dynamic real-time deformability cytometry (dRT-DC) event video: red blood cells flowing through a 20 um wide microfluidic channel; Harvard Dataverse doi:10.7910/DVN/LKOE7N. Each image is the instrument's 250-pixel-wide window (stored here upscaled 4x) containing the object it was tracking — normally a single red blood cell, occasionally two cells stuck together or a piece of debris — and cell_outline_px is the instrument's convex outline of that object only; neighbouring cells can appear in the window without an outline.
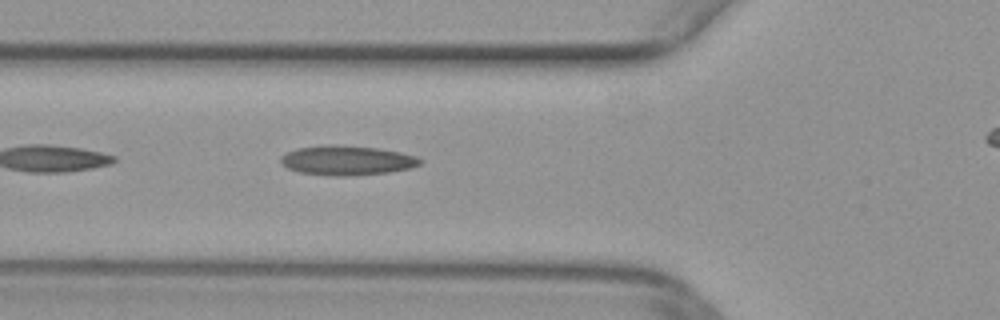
{"species": "common noctule bat (a hibernating species)", "species_latin": "Nyctalus noctula", "temperature_condition": "warm", "stored_images_in_passage": 30, "camera_frame_rate_fps": 3000, "um_per_image_px": 0.085, "animal": {"sex": "female", "body_mass_g": 29.2, "forearm_length_mm": 56.3}, "frame": {"image": 1, "passage_image": 3, "time_ms": 0.667, "image_size_px": [1000, 320], "cell_outline_px": [[424, 160], [420, 164], [412, 168], [388, 172], [352, 176], [332, 176], [300, 172], [288, 168], [280, 160], [280, 156], [284, 152], [296, 148], [376, 148], [400, 152], [416, 156]], "centroid_in_image_um": [29.54, 13.69], "position_along_channel_um": 96.3, "area_um2": 22.95}}
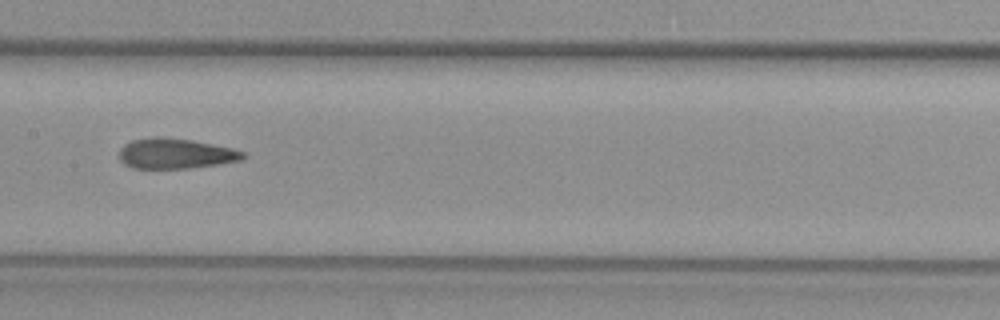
{"frame": {"image": 2, "passage_image": 10, "time_ms": 3.0, "image_size_px": [1000, 320], "cell_outline_px": [[248, 156], [240, 160], [220, 164], [192, 168], [132, 168], [124, 164], [120, 160], [120, 148], [124, 144], [132, 140], [156, 136], [192, 140], [232, 148], [244, 152]], "centroid_in_image_um": [14.92, 13.05], "position_along_channel_um": 192.5, "area_um2": 21.91}}
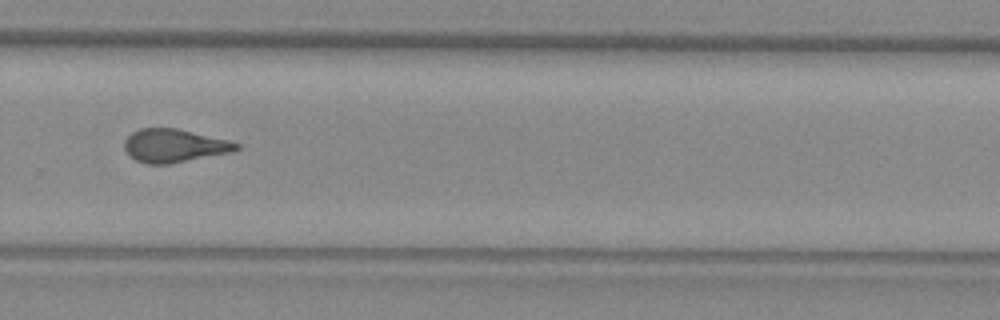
{"frame": {"image": 3, "passage_image": 19, "time_ms": 6.0, "image_size_px": [1000, 320], "cell_outline_px": [[240, 148], [232, 152], [168, 164], [148, 164], [136, 160], [128, 156], [124, 148], [124, 140], [132, 132], [140, 128], [176, 128], [228, 140], [240, 144]], "centroid_in_image_um": [14.78, 12.38], "position_along_channel_um": 315.0, "area_um2": 21.68}}